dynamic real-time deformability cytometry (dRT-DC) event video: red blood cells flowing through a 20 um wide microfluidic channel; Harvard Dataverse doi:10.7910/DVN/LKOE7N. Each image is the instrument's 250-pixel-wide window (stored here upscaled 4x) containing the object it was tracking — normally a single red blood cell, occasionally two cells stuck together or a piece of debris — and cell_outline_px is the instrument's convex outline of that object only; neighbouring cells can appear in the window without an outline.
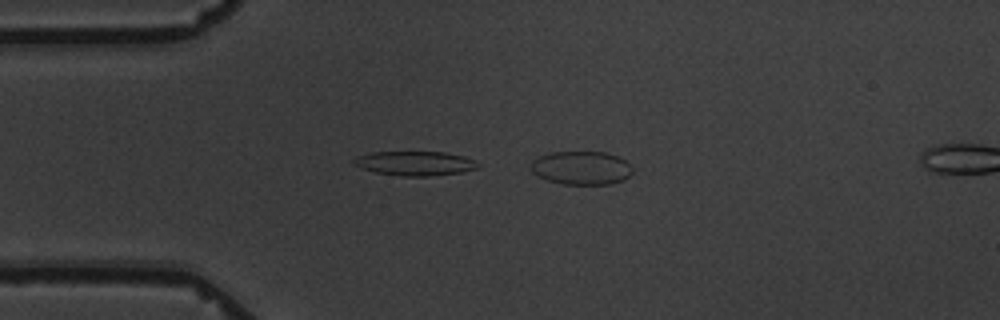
{"species": "common noctule bat (a hibernating species)", "species_latin": "Nyctalus noctula", "temperature_condition": "warm", "stored_images_in_passage": 5, "camera_frame_rate_fps": 3000, "um_per_image_px": 0.085, "animal": {"sex": "male", "body_mass_g": 19.5, "forearm_length_mm": 54.6}, "frame": {"image": 1, "passage_image": 4, "time_ms": 4.0, "image_size_px": [1000, 320], "cell_outline_px": [[632, 172], [624, 180], [612, 184], [564, 184], [548, 180], [536, 176], [528, 168], [528, 164], [536, 156], [548, 152], [604, 152], [616, 156], [624, 160], [632, 168]], "centroid_in_image_um": [49.33, 14.27], "position_along_channel_um": 35.7, "area_um2": 20.11}}